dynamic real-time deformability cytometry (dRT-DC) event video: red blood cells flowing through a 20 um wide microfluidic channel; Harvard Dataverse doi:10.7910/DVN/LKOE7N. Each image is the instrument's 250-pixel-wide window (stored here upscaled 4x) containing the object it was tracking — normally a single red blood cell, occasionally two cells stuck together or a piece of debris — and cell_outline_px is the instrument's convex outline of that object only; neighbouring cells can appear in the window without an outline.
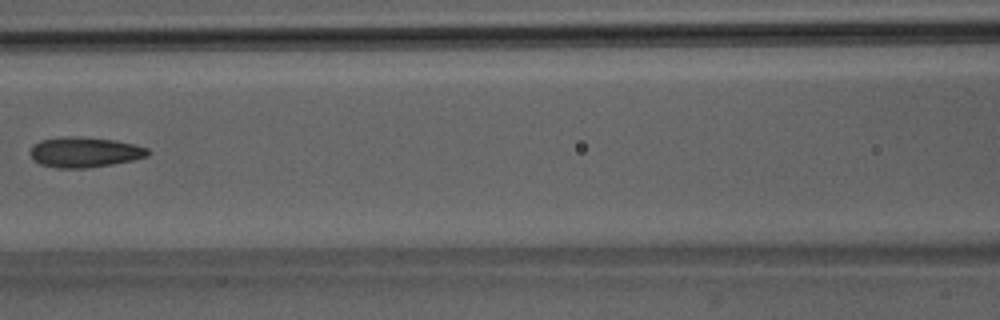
{"species": "Egyptian fruit bat (a non-hibernating species)", "species_latin": "Rousettus aegyptiacus", "temperature_condition": "room temperature", "stored_images_in_passage": 7, "camera_frame_rate_fps": 3000, "um_per_image_px": 0.085, "animal": {"sex": "male"}, "frame": {"image": 1, "passage_image": 6, "time_ms": 6.0, "image_size_px": [1000, 320], "cell_outline_px": [[152, 152], [148, 156], [132, 160], [112, 164], [84, 168], [56, 168], [40, 164], [32, 160], [28, 152], [32, 144], [40, 140], [68, 136], [80, 136], [116, 140], [148, 148]], "centroid_in_image_um": [7.15, 12.93], "position_along_channel_um": 159.5, "area_um2": 21.04}}